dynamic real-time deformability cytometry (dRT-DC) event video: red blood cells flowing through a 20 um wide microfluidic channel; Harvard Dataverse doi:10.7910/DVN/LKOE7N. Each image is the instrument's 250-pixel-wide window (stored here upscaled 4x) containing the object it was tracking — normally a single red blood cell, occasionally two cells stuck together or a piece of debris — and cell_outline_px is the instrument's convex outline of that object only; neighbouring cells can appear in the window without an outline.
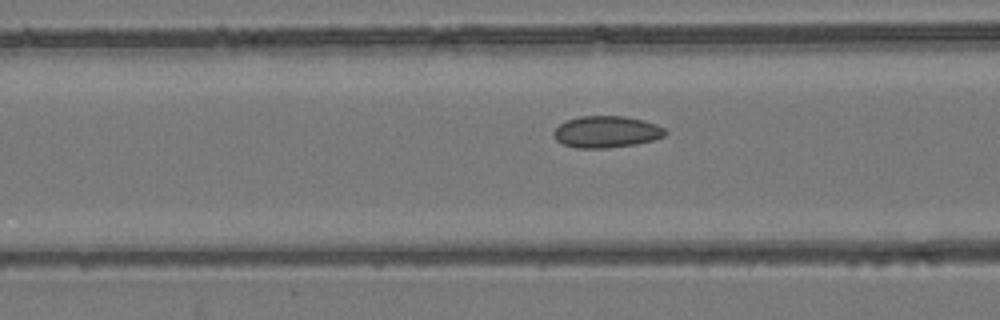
{"species": "common noctule bat (a hibernating species)", "species_latin": "Nyctalus noctula", "temperature_condition": "room temperature", "stored_images_in_passage": 47, "camera_frame_rate_fps": 3000, "um_per_image_px": 0.085, "animal": {"sex": "female", "body_mass_g": 24.6, "forearm_length_mm": 56.2}, "frame": {"image": 1, "passage_image": 15, "time_ms": 4.667, "image_size_px": [1000, 320], "cell_outline_px": [[668, 132], [664, 136], [652, 140], [636, 144], [608, 148], [576, 148], [564, 144], [556, 140], [552, 132], [560, 124], [568, 120], [580, 116], [624, 116], [644, 120], [656, 124], [664, 128]], "centroid_in_image_um": [51.55, 11.2], "position_along_channel_um": 115.0, "area_um2": 20.58}}
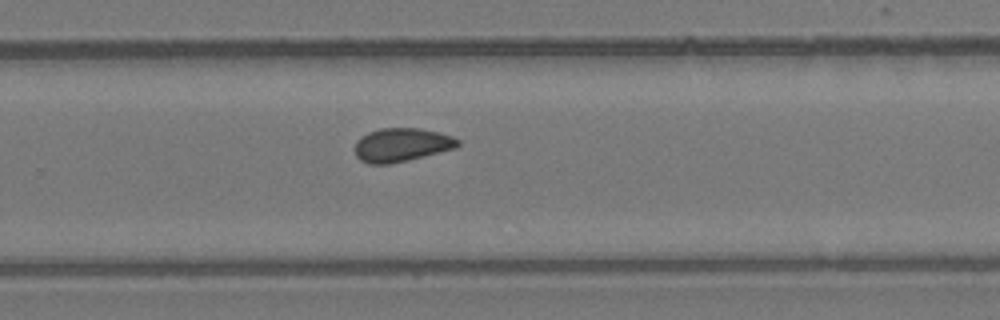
{"frame": {"image": 2, "passage_image": 29, "time_ms": 9.333, "image_size_px": [1000, 320], "cell_outline_px": [[460, 144], [456, 148], [408, 160], [388, 164], [368, 164], [360, 160], [356, 156], [356, 140], [360, 136], [368, 132], [380, 128], [420, 128], [440, 132], [452, 136], [460, 140]], "centroid_in_image_um": [34.14, 12.3], "position_along_channel_um": 295.7, "area_um2": 20.29}}
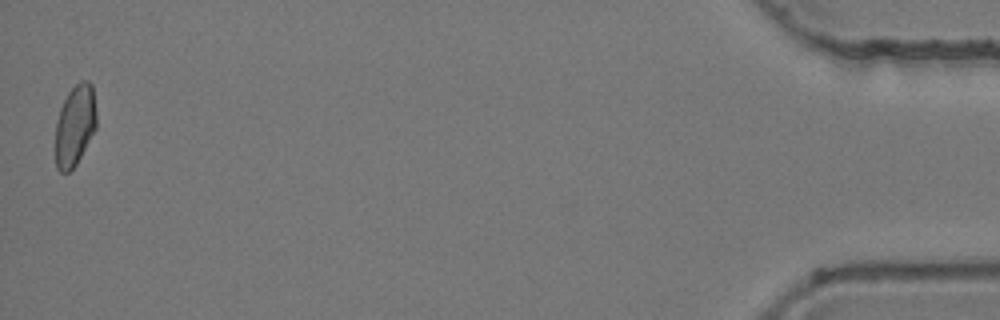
{"frame": {"image": 3, "passage_image": 47, "time_ms": 15.333, "image_size_px": [1000, 320], "cell_outline_px": [[96, 128], [76, 164], [68, 172], [60, 172], [56, 168], [56, 120], [60, 108], [68, 92], [80, 80], [88, 80], [92, 84], [96, 112]], "centroid_in_image_um": [6.37, 10.64], "position_along_channel_um": 428.8, "area_um2": 19.31}, "authors_computed_cell_mechanics": {"area_um2": 20.1722, "velocity_mm_per_s": 3.8683, "shape_relaxation_time_tau1_ms": null, "shape_relaxation_time_tau2_ms": 2.4375, "deformation_change_tau1": null, "deformation_change_tau2": 0.0717}}